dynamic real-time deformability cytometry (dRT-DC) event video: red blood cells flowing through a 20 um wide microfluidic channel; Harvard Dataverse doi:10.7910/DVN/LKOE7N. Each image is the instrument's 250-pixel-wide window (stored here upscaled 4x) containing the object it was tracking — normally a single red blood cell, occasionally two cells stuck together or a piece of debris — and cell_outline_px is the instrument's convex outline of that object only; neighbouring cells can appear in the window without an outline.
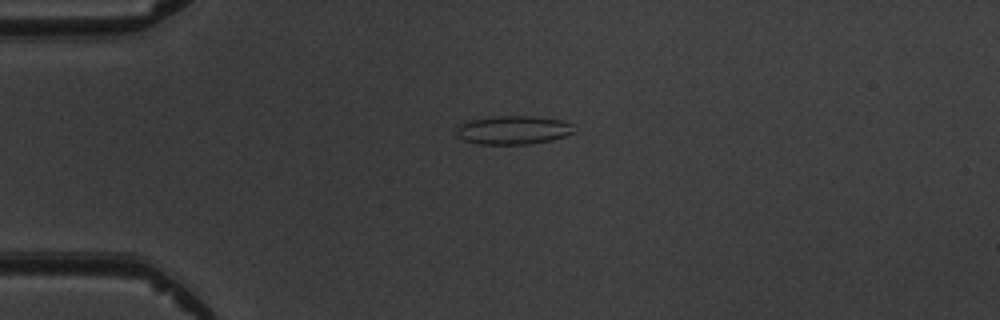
{"species": "common noctule bat (a hibernating species)", "species_latin": "Nyctalus noctula", "temperature_condition": "warm", "stored_images_in_passage": 4, "camera_frame_rate_fps": 3000, "um_per_image_px": 0.085, "animal": {"sex": "male", "body_mass_g": 19.5, "forearm_length_mm": 54.6}, "frame": {"image": 1, "passage_image": 3, "time_ms": 2.333, "image_size_px": [1000, 320], "cell_outline_px": [[576, 132], [552, 140], [528, 144], [476, 144], [464, 140], [456, 132], [456, 128], [468, 120], [496, 116], [532, 116], [564, 120], [572, 124]], "centroid_in_image_um": [43.66, 11.05], "position_along_channel_um": 41.3, "area_um2": 19.65}}